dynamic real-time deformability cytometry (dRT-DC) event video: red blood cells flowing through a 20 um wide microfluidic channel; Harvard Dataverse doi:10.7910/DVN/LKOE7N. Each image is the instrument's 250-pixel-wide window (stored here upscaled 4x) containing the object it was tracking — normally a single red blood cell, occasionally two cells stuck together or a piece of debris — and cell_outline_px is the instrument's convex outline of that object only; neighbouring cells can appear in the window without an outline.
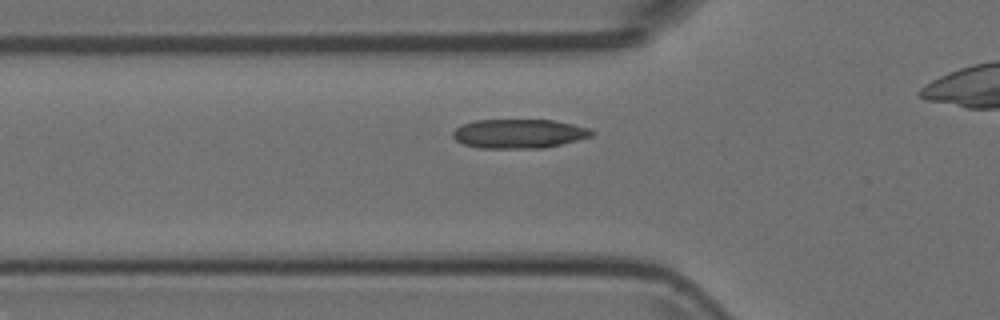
{"species": "Egyptian fruit bat (a non-hibernating species)", "species_latin": "Rousettus aegyptiacus", "temperature_condition": "room temperature", "stored_images_in_passage": 36, "camera_frame_rate_fps": 3000, "um_per_image_px": 0.085, "animal": {"sex": "female"}, "frame": {"image": 1, "passage_image": 10, "time_ms": 3.0, "image_size_px": [1000, 320], "cell_outline_px": [[596, 132], [592, 136], [544, 148], [480, 148], [464, 144], [456, 140], [452, 136], [452, 132], [456, 128], [472, 120], [552, 120], [572, 124], [588, 128]], "centroid_in_image_um": [44.09, 11.36], "position_along_channel_um": 81.7, "area_um2": 23.47}}
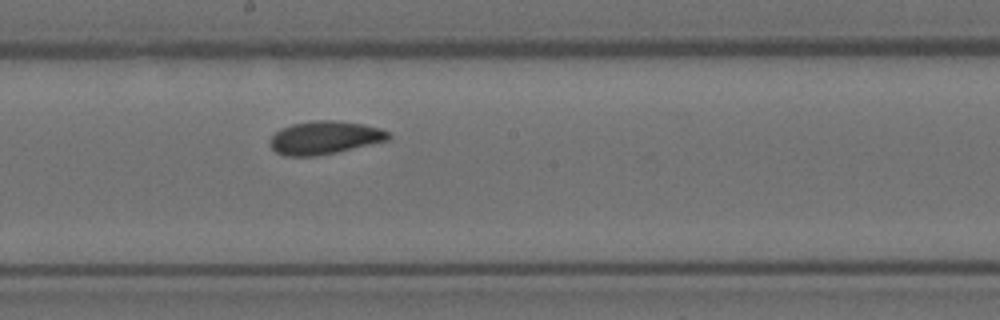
{"frame": {"image": 2, "passage_image": 21, "time_ms": 6.667, "image_size_px": [1000, 320], "cell_outline_px": [[392, 136], [388, 140], [336, 152], [316, 156], [284, 156], [276, 152], [272, 148], [268, 140], [280, 128], [292, 124], [316, 120], [336, 120], [364, 124], [380, 128], [388, 132]], "centroid_in_image_um": [27.58, 11.7], "position_along_channel_um": 220.6, "area_um2": 22.89}}
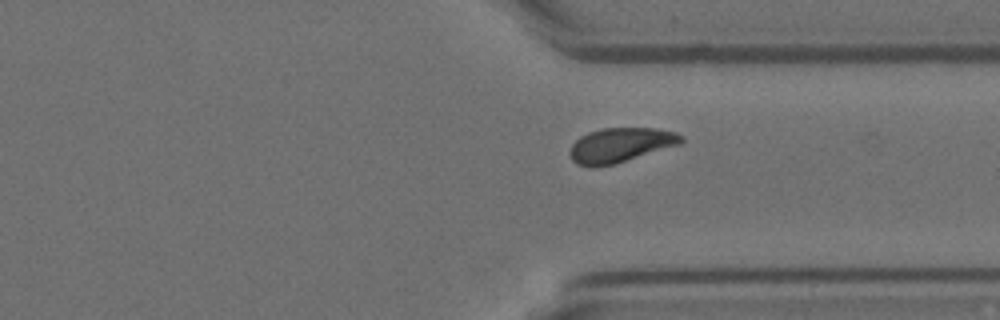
{"frame": {"image": 3, "passage_image": 32, "time_ms": 10.333, "image_size_px": [1000, 320], "cell_outline_px": [[684, 140], [680, 144], [612, 164], [592, 168], [588, 168], [576, 164], [572, 160], [568, 152], [572, 144], [580, 136], [588, 132], [600, 128], [656, 128], [676, 132], [684, 136]], "centroid_in_image_um": [52.7, 12.33], "position_along_channel_um": 358.7, "area_um2": 22.48}}